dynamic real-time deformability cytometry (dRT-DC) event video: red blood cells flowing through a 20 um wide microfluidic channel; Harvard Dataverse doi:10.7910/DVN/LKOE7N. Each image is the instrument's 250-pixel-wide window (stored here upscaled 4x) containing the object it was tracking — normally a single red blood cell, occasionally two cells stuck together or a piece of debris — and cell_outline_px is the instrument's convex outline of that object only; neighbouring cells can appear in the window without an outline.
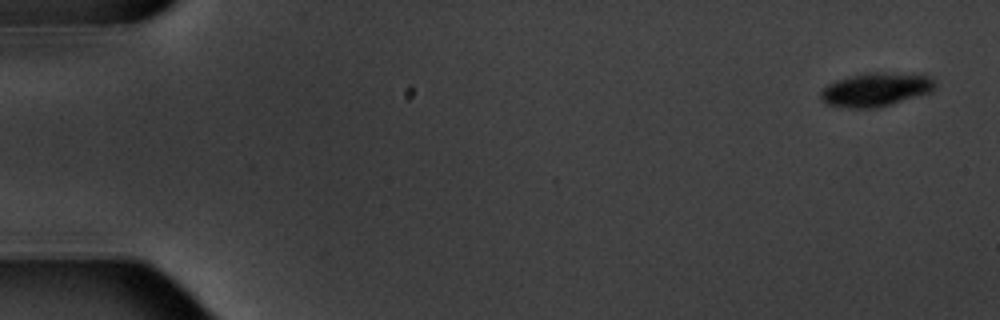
{"species": "common noctule bat (a hibernating species)", "species_latin": "Nyctalus noctula", "temperature_condition": "warm", "stored_images_in_passage": 8, "camera_frame_rate_fps": 3000, "um_per_image_px": 0.085, "animal": {"sex": "male", "body_mass_g": 20.1, "forearm_length_mm": 53.5}, "frame": {"image": 1, "passage_image": 1, "time_ms": 0.0, "image_size_px": [1000, 320], "cell_outline_px": [[936, 88], [932, 92], [880, 108], [848, 108], [828, 104], [820, 100], [820, 88], [836, 80], [848, 76], [864, 72], [884, 72], [932, 76], [936, 80]], "centroid_in_image_um": [74.45, 7.61], "position_along_channel_um": 10.5, "area_um2": 23.0}}
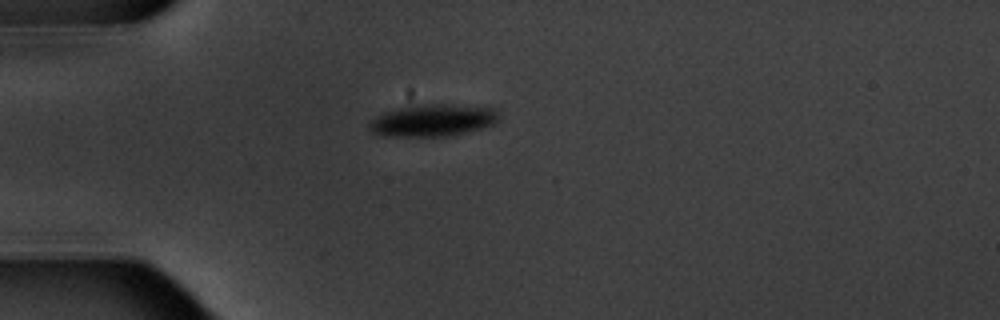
{"frame": {"image": 2, "passage_image": 5, "time_ms": 4.667, "image_size_px": [1000, 320], "cell_outline_px": [[500, 120], [492, 124], [480, 128], [452, 136], [380, 136], [372, 132], [368, 128], [368, 124], [376, 116], [384, 112], [408, 104], [452, 104], [496, 108], [500, 112]], "centroid_in_image_um": [36.79, 10.21], "position_along_channel_um": 48.2, "area_um2": 24.74}}
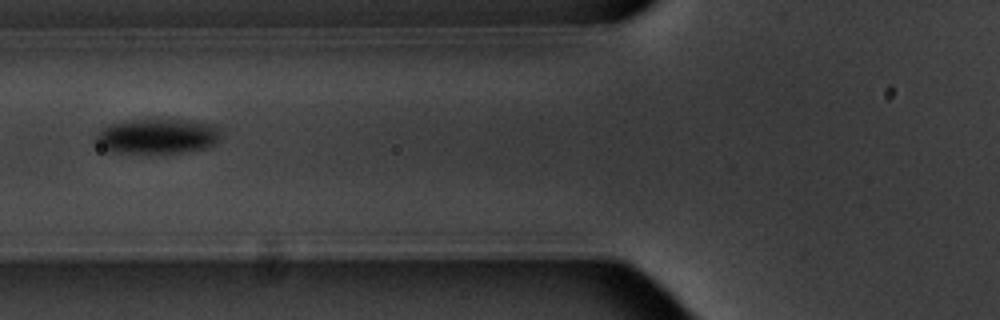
{"frame": {"image": 3, "passage_image": 7, "time_ms": 7.0, "image_size_px": [1000, 320], "cell_outline_px": [[220, 140], [216, 144], [208, 148], [188, 152], [112, 152], [92, 144], [92, 140], [96, 132], [108, 124], [132, 120], [192, 120], [212, 124], [220, 128]], "centroid_in_image_um": [13.35, 11.58], "position_along_channel_um": 112.4, "area_um2": 25.95}}